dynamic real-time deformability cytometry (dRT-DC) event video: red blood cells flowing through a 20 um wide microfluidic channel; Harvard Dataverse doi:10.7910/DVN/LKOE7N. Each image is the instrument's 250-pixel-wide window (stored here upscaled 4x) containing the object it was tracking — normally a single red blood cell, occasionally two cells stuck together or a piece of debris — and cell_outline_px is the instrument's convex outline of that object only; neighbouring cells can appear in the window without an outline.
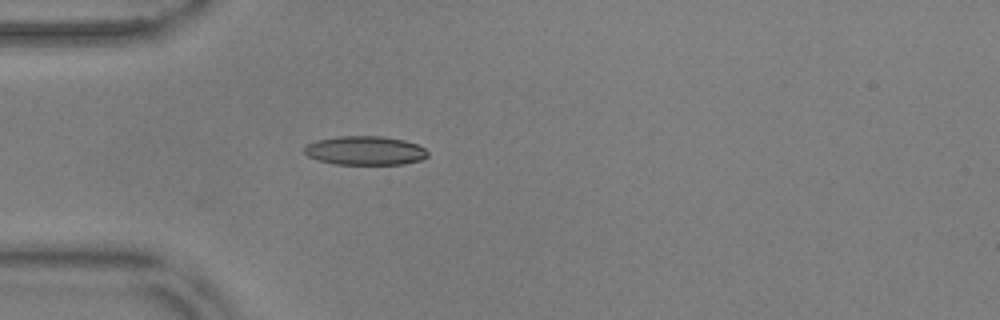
{"species": "common noctule bat (a hibernating species)", "species_latin": "Nyctalus noctula", "temperature_condition": "warm", "stored_images_in_passage": 34, "camera_frame_rate_fps": 3000, "um_per_image_px": 0.085, "animal": {"sex": "male", "body_mass_g": 17.9, "forearm_length_mm": 54.2}, "frame": {"image": 1, "passage_image": 1, "time_ms": 0.0, "image_size_px": [1000, 320], "cell_outline_px": [[428, 156], [420, 160], [404, 164], [336, 164], [320, 160], [308, 156], [304, 152], [304, 148], [308, 144], [316, 140], [340, 136], [384, 136], [404, 140], [416, 144], [424, 148], [428, 152]], "centroid_in_image_um": [31.05, 12.79], "position_along_channel_um": 53.9, "area_um2": 20.69}}
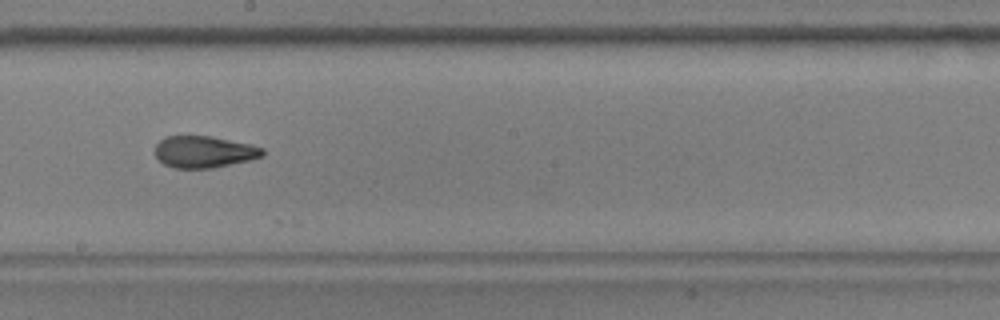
{"frame": {"image": 2, "passage_image": 16, "time_ms": 5.0, "image_size_px": [1000, 320], "cell_outline_px": [[264, 156], [248, 160], [212, 168], [176, 168], [164, 164], [156, 156], [156, 144], [164, 136], [212, 136], [252, 144], [264, 148]], "centroid_in_image_um": [17.37, 12.89], "position_along_channel_um": 230.8, "area_um2": 19.88}}
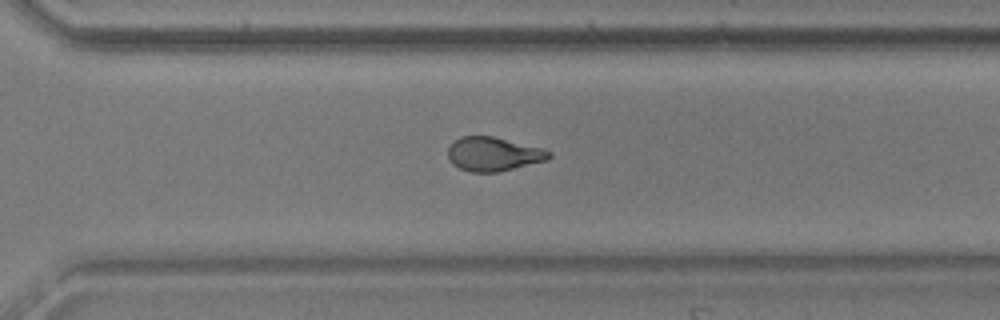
{"frame": {"image": 3, "passage_image": 24, "time_ms": 7.667, "image_size_px": [1000, 320], "cell_outline_px": [[552, 156], [548, 160], [496, 172], [472, 172], [460, 168], [452, 164], [448, 156], [448, 148], [456, 140], [464, 136], [492, 136], [540, 148], [552, 152]], "centroid_in_image_um": [41.94, 13.1], "position_along_channel_um": 328.7, "area_um2": 19.65}, "authors_computed_cell_mechanics": {"area_um2": 19.941, "velocity_mm_per_s": 3.6783, "shape_relaxation_time_tau1_ms": 7.2496, "shape_relaxation_time_tau2_ms": 1.9697, "deformation_change_tau1": 0.2082, "deformation_change_tau2": 0.0862}}